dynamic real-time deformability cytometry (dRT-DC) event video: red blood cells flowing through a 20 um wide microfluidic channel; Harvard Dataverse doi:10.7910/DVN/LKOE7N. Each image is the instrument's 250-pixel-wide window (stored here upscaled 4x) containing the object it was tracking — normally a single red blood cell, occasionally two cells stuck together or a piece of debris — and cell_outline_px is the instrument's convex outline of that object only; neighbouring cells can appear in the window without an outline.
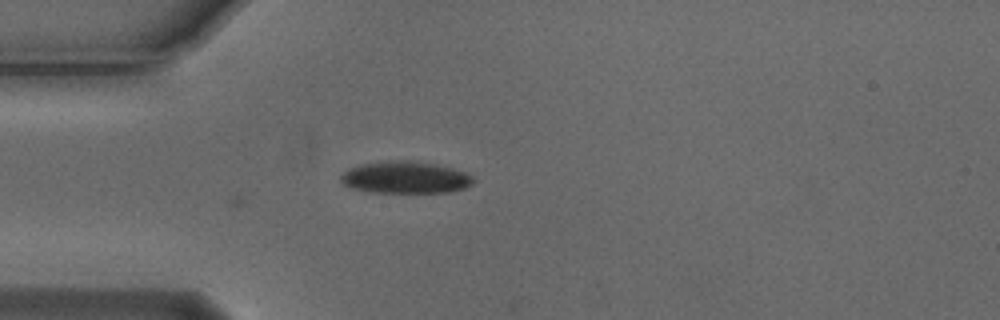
{"species": "Egyptian fruit bat (a non-hibernating species)", "species_latin": "Rousettus aegyptiacus", "temperature_condition": "cold", "stored_images_in_passage": 2, "camera_frame_rate_fps": 3000, "um_per_image_px": 0.085, "animal": {"sex": "male"}, "frame": {"image": 1, "passage_image": 2, "time_ms": 0.333, "image_size_px": [1000, 320], "cell_outline_px": [[476, 180], [472, 184], [464, 188], [448, 192], [372, 192], [352, 188], [344, 184], [340, 180], [340, 176], [348, 168], [360, 164], [380, 160], [412, 160], [436, 164], [468, 172]], "centroid_in_image_um": [34.46, 15.06], "position_along_channel_um": 50.5, "area_um2": 25.03}}